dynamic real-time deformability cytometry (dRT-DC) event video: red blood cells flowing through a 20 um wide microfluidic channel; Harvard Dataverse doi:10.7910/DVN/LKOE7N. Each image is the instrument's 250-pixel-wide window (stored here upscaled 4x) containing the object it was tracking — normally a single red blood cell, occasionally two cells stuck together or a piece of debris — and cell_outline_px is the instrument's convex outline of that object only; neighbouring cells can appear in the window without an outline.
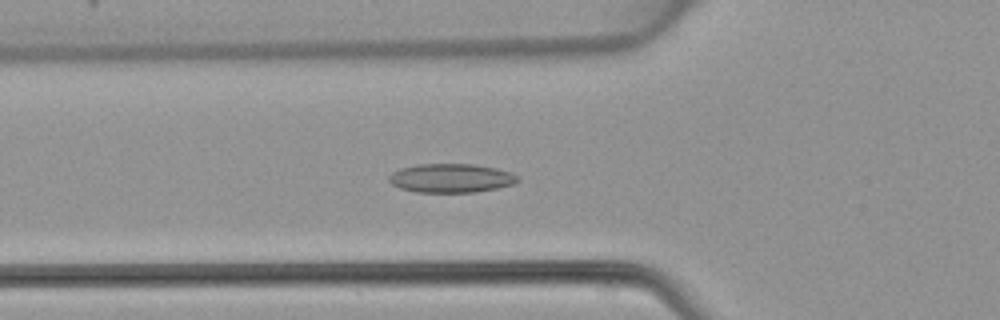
{"species": "common noctule bat (a hibernating species)", "species_latin": "Nyctalus noctula", "temperature_condition": "warm", "stored_images_in_passage": 25, "camera_frame_rate_fps": 3000, "um_per_image_px": 0.085, "animal": {"sex": "female", "body_mass_g": 22.7, "forearm_length_mm": 54.2}, "frame": {"image": 1, "passage_image": 17, "time_ms": 5.333, "image_size_px": [1000, 320], "cell_outline_px": [[520, 180], [512, 184], [496, 188], [476, 192], [416, 192], [400, 188], [392, 184], [388, 180], [388, 176], [392, 172], [400, 168], [420, 164], [472, 164], [496, 168], [512, 172], [520, 176]], "centroid_in_image_um": [38.35, 15.14], "position_along_channel_um": 87.5, "area_um2": 21.73}}
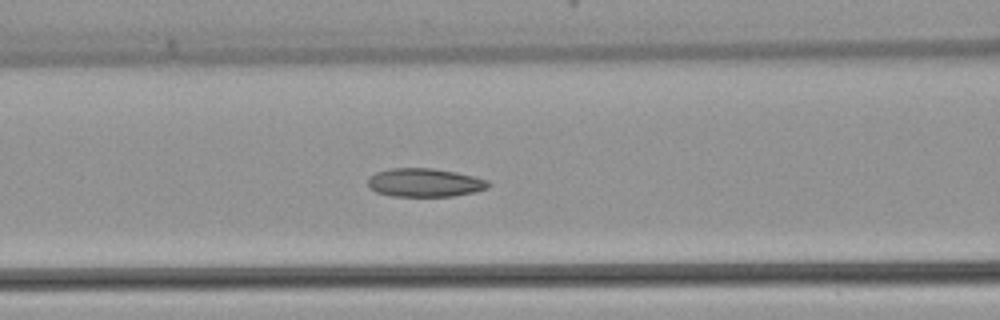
{"frame": {"image": 2, "passage_image": 20, "time_ms": 6.333, "image_size_px": [1000, 320], "cell_outline_px": [[488, 188], [476, 192], [452, 196], [392, 196], [376, 192], [368, 188], [368, 176], [376, 172], [388, 168], [432, 168], [456, 172], [488, 180]], "centroid_in_image_um": [36.05, 15.52], "position_along_channel_um": 130.5, "area_um2": 20.11}}
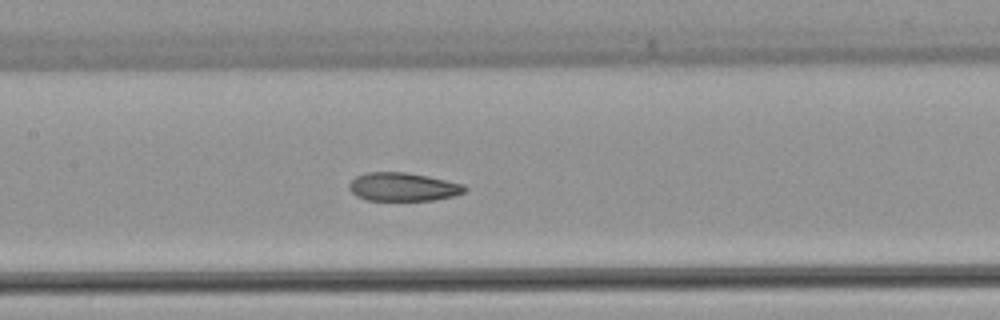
{"frame": {"image": 3, "passage_image": 23, "time_ms": 7.333, "image_size_px": [1000, 320], "cell_outline_px": [[468, 188], [464, 192], [452, 196], [432, 200], [368, 200], [356, 196], [348, 188], [348, 184], [356, 176], [368, 172], [408, 172], [428, 176], [464, 184]], "centroid_in_image_um": [34.25, 15.88], "position_along_channel_um": 173.2, "area_um2": 19.13}}